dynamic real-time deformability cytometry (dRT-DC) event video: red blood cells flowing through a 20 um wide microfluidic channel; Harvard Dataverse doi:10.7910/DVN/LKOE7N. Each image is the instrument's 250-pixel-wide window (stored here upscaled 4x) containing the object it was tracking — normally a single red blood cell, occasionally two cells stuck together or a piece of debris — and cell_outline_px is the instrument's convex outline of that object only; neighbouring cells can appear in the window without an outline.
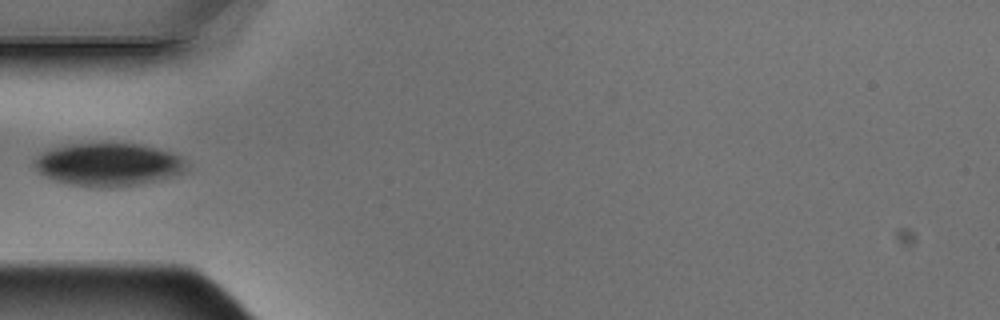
{"species": "Egyptian fruit bat (a non-hibernating species)", "species_latin": "Rousettus aegyptiacus", "temperature_condition": "warm", "stored_images_in_passage": 9, "camera_frame_rate_fps": 3000, "um_per_image_px": 0.085, "animal": {"sex": "male"}, "frame": {"image": 1, "passage_image": 5, "time_ms": 1.333, "image_size_px": [1000, 320], "cell_outline_px": [[184, 168], [180, 172], [172, 176], [160, 180], [120, 188], [100, 188], [68, 184], [44, 176], [32, 164], [44, 152], [52, 148], [72, 144], [136, 144], [168, 152], [180, 156], [184, 160]], "centroid_in_image_um": [9.17, 14.02], "position_along_channel_um": 75.8, "area_um2": 37.51}}
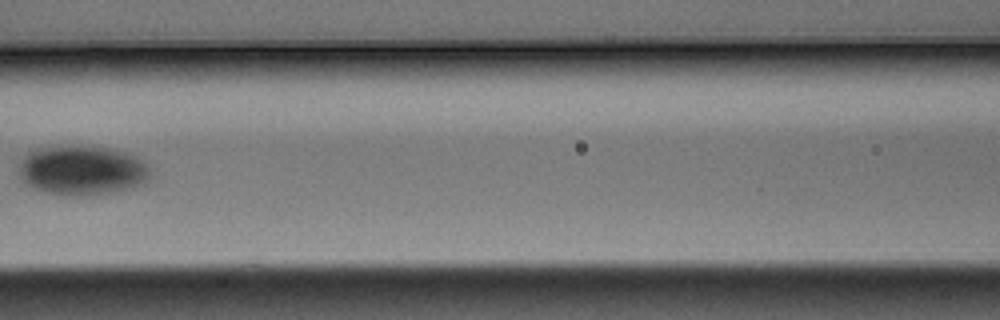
{"frame": {"image": 2, "passage_image": 7, "time_ms": 2.0, "image_size_px": [1000, 320], "cell_outline_px": [[152, 176], [144, 184], [132, 188], [112, 192], [88, 196], [72, 196], [48, 192], [32, 188], [24, 184], [20, 180], [20, 164], [24, 156], [28, 152], [36, 148], [104, 148], [124, 152], [136, 156], [152, 172]], "centroid_in_image_um": [6.99, 14.53], "position_along_channel_um": 159.6, "area_um2": 37.45}}
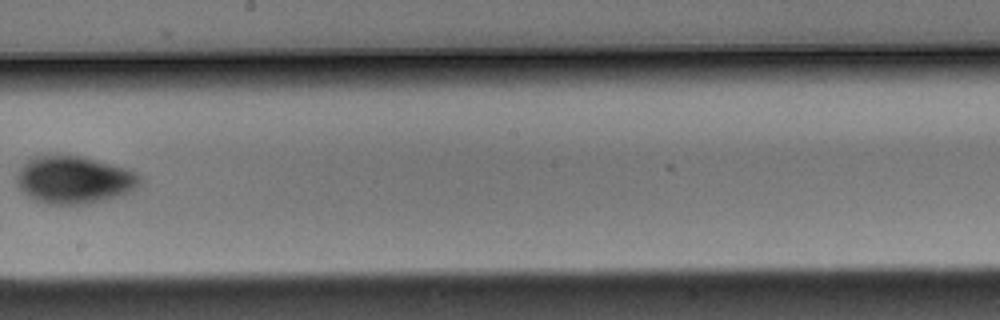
{"frame": {"image": 3, "passage_image": 9, "time_ms": 2.667, "image_size_px": [1000, 320], "cell_outline_px": [[140, 184], [132, 192], [120, 196], [88, 204], [48, 204], [36, 200], [28, 196], [16, 184], [16, 172], [32, 156], [80, 156], [112, 164], [124, 168], [140, 176]], "centroid_in_image_um": [6.28, 15.3], "position_along_channel_um": 241.9, "area_um2": 33.99}}